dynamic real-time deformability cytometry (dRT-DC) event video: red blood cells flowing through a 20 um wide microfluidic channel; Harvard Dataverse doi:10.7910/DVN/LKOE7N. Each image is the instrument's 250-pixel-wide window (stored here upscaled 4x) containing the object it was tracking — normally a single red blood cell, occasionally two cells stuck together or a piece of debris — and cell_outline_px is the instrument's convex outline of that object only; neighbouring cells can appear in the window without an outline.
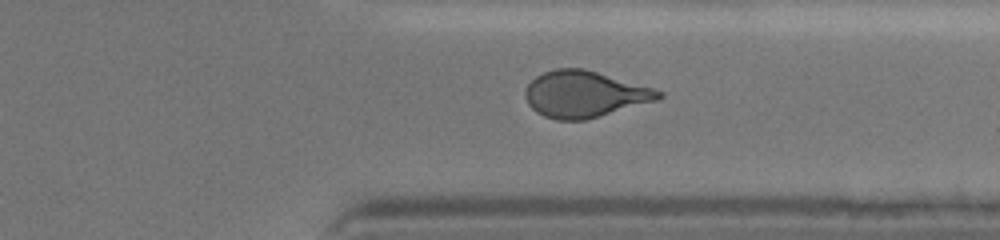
{"species": "human", "species_latin": "Homo sapiens", "temperature_condition": "cold", "stored_images_in_passage": 50, "camera_frame_rate_fps": 3000, "um_per_image_px": 0.085, "donor": {"sex": "female"}, "frame": {"image": 1, "passage_image": 43, "time_ms": 14.0, "image_size_px": [1000, 240], "cell_outline_px": [[664, 96], [656, 100], [584, 120], [556, 120], [544, 116], [536, 112], [528, 104], [524, 96], [524, 92], [528, 84], [536, 76], [544, 72], [556, 68], [584, 68], [652, 88], [664, 92]], "centroid_in_image_um": [49.64, 8.0], "position_along_channel_um": 361.8, "area_um2": 35.72}}